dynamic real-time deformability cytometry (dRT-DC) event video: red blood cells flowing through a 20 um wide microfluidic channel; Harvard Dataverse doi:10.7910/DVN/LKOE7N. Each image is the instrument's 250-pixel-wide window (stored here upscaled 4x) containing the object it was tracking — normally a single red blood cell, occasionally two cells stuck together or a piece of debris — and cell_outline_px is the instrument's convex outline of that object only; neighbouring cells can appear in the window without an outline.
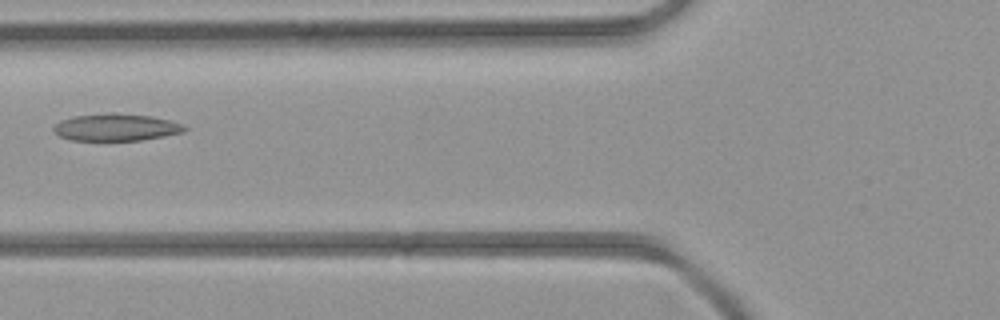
{"species": "common noctule bat (a hibernating species)", "species_latin": "Nyctalus noctula", "temperature_condition": "room temperature", "stored_images_in_passage": 5, "camera_frame_rate_fps": 3000, "um_per_image_px": 0.085, "animal": {"sex": "female", "body_mass_g": 21.9}, "frame": {"image": 1, "passage_image": 5, "time_ms": 4.667, "image_size_px": [1000, 320], "cell_outline_px": [[188, 128], [184, 132], [164, 136], [140, 140], [72, 140], [60, 136], [52, 128], [60, 120], [72, 116], [152, 116], [168, 120], [180, 124]], "centroid_in_image_um": [9.87, 10.87], "position_along_channel_um": 115.9, "area_um2": 19.48}}